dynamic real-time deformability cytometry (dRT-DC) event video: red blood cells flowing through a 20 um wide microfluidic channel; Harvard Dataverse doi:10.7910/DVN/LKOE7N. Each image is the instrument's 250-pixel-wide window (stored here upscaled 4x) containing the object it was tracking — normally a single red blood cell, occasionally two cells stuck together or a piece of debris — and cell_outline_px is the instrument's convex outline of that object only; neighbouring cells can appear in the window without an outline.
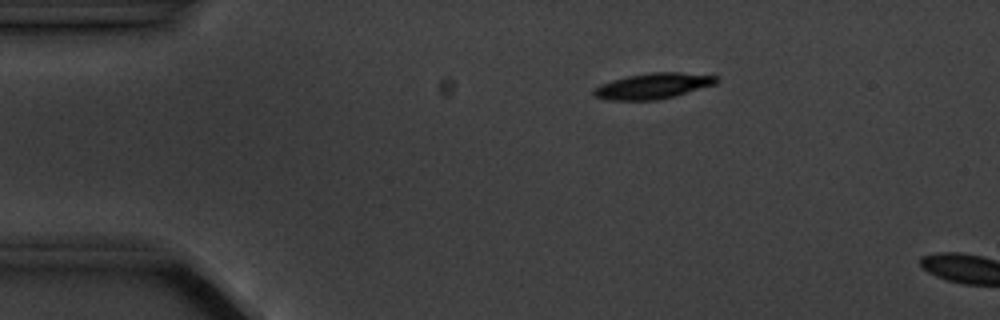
{"species": "common noctule bat (a hibernating species)", "species_latin": "Nyctalus noctula", "temperature_condition": "cold", "stored_images_in_passage": 2, "camera_frame_rate_fps": 3000, "um_per_image_px": 0.085, "animal": {"sex": "male", "body_mass_g": 20.1, "forearm_length_mm": 53.5}, "frame": {"image": 1, "passage_image": 1, "time_ms": 0.0, "image_size_px": [1000, 320], "cell_outline_px": [[720, 80], [716, 84], [676, 96], [656, 100], [608, 100], [592, 96], [592, 92], [600, 84], [612, 80], [628, 76], [652, 72], [680, 72], [720, 76]], "centroid_in_image_um": [55.54, 7.31], "position_along_channel_um": 29.5, "area_um2": 18.55}}